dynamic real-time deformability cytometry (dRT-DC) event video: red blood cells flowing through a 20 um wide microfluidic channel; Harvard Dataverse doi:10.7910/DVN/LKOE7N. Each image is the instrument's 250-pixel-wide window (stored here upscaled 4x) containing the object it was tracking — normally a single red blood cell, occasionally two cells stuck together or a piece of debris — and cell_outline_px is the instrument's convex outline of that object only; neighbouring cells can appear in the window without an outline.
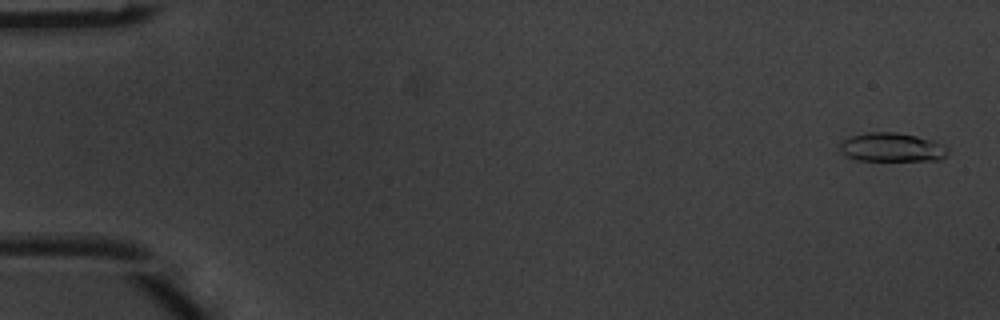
{"species": "common noctule bat (a hibernating species)", "species_latin": "Nyctalus noctula", "temperature_condition": "warm", "stored_images_in_passage": 5, "camera_frame_rate_fps": 3000, "um_per_image_px": 0.085, "animal": {"sex": "male", "body_mass_g": 20.1, "forearm_length_mm": 53.5}, "frame": {"image": 1, "passage_image": 1, "time_ms": 0.0, "image_size_px": [1000, 320], "cell_outline_px": [[948, 152], [940, 160], [856, 160], [840, 152], [840, 144], [848, 136], [868, 132], [896, 132], [916, 136], [932, 140], [948, 148]], "centroid_in_image_um": [75.78, 12.51], "position_along_channel_um": 9.2, "area_um2": 18.03}}